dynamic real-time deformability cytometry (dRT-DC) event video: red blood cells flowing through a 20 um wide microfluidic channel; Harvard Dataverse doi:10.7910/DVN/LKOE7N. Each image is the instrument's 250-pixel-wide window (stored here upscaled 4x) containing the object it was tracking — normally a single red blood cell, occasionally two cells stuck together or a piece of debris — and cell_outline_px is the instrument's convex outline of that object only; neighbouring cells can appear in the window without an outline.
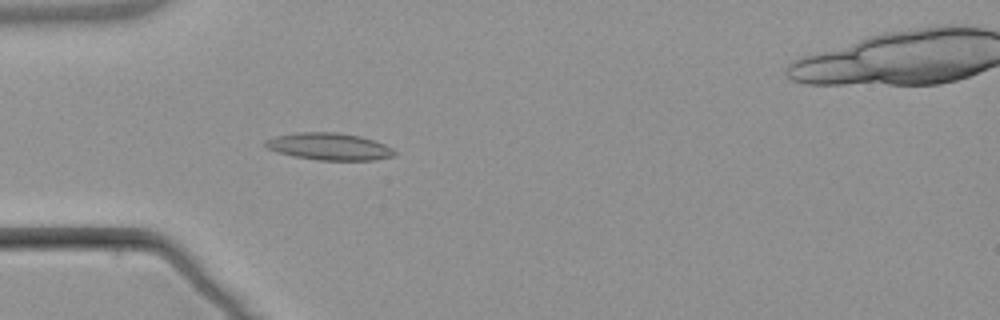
{"species": "common noctule bat (a hibernating species)", "species_latin": "Nyctalus noctula", "temperature_condition": "warm", "stored_images_in_passage": 4, "camera_frame_rate_fps": 3000, "um_per_image_px": 0.085, "animal": {"sex": "male", "body_mass_g": 21.5, "forearm_length_mm": 52.0}, "frame": {"image": 1, "passage_image": 3, "time_ms": 2.667, "image_size_px": [1000, 320], "cell_outline_px": [[396, 152], [392, 156], [372, 160], [316, 160], [292, 156], [276, 152], [268, 148], [264, 144], [264, 140], [276, 136], [296, 132], [340, 132], [360, 136], [384, 144], [392, 148]], "centroid_in_image_um": [27.94, 12.45], "position_along_channel_um": 57.1, "area_um2": 20.4}}